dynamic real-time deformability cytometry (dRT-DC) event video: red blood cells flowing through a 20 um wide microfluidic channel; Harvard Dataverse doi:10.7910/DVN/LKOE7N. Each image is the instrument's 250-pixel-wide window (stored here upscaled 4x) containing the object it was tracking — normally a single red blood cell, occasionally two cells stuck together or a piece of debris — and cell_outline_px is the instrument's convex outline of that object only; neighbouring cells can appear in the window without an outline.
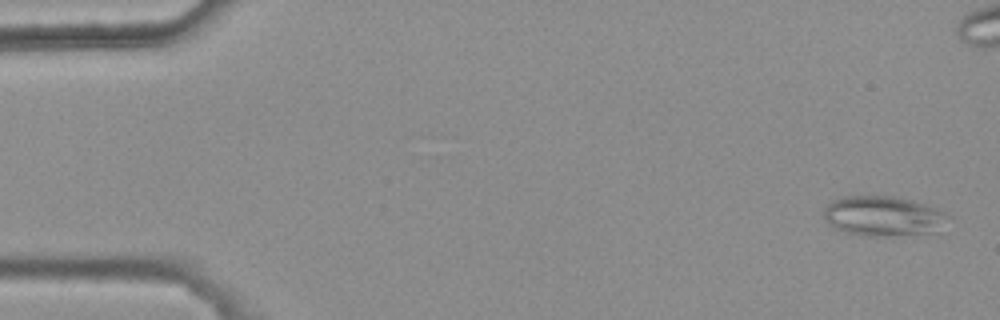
{"species": "common noctule bat (a hibernating species)", "species_latin": "Nyctalus noctula", "temperature_condition": "warm", "stored_images_in_passage": 47, "camera_frame_rate_fps": 3000, "um_per_image_px": 0.085, "animal": {"sex": "female", "body_mass_g": 25.1}, "frame": {"image": 1, "passage_image": 2, "time_ms": 0.333, "image_size_px": [1000, 320], "cell_outline_px": [[952, 216], [936, 232], [880, 236], [864, 236], [848, 232], [836, 228], [824, 216], [824, 208], [832, 200], [844, 196], [892, 196], [912, 200], [936, 208]], "centroid_in_image_um": [75.11, 18.35], "position_along_channel_um": 9.9, "area_um2": 28.67}}
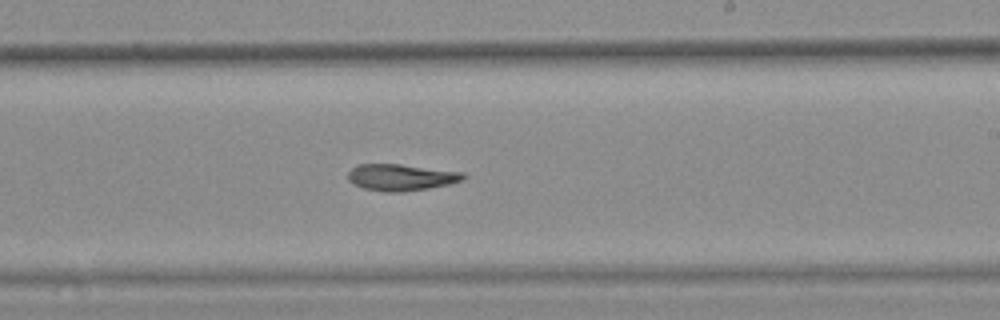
{"frame": {"image": 2, "passage_image": 32, "time_ms": 10.333, "image_size_px": [1000, 320], "cell_outline_px": [[468, 176], [464, 180], [448, 184], [428, 188], [404, 192], [384, 192], [364, 188], [352, 184], [348, 180], [348, 172], [356, 164], [400, 164], [464, 172]], "centroid_in_image_um": [34.09, 15.07], "position_along_channel_um": 254.9, "area_um2": 18.03}}
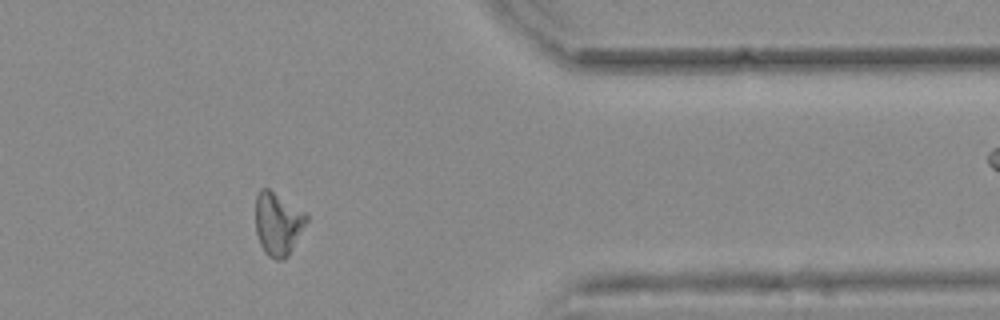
{"frame": {"image": 3, "passage_image": 44, "time_ms": 14.333, "image_size_px": [1000, 320], "cell_outline_px": [[308, 220], [288, 256], [284, 260], [276, 260], [268, 256], [264, 252], [260, 244], [256, 232], [256, 196], [260, 188], [268, 188], [304, 212], [308, 216]], "centroid_in_image_um": [23.6, 19.04], "position_along_channel_um": 387.8, "area_um2": 18.55}}